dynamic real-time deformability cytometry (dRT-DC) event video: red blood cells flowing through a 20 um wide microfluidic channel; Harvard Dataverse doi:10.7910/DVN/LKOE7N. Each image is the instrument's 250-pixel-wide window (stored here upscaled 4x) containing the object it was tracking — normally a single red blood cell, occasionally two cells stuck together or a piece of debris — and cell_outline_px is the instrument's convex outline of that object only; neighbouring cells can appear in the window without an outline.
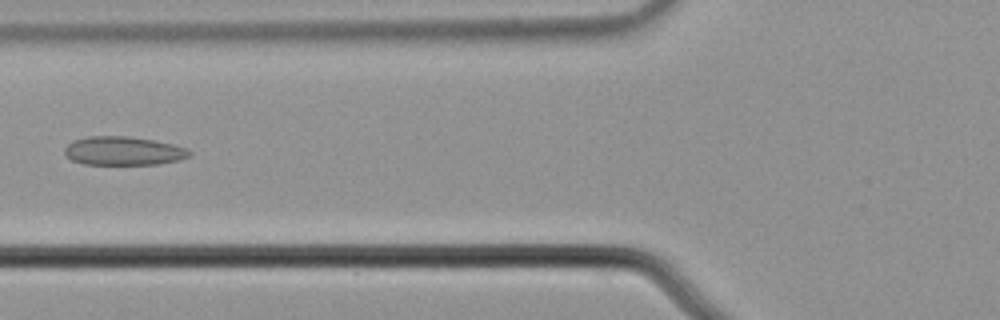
{"species": "common noctule bat (a hibernating species)", "species_latin": "Nyctalus noctula", "temperature_condition": "cold", "stored_images_in_passage": 5, "camera_frame_rate_fps": 3000, "um_per_image_px": 0.085, "animal": {"sex": "male", "body_mass_g": 21.5, "forearm_length_mm": 52.0}, "frame": {"image": 1, "passage_image": 5, "time_ms": 1.333, "image_size_px": [1000, 320], "cell_outline_px": [[192, 152], [188, 156], [180, 160], [156, 164], [84, 164], [72, 160], [64, 152], [64, 148], [72, 140], [88, 136], [128, 136], [152, 140], [172, 144], [184, 148]], "centroid_in_image_um": [10.45, 12.82], "position_along_channel_um": 115.3, "area_um2": 20.69}}